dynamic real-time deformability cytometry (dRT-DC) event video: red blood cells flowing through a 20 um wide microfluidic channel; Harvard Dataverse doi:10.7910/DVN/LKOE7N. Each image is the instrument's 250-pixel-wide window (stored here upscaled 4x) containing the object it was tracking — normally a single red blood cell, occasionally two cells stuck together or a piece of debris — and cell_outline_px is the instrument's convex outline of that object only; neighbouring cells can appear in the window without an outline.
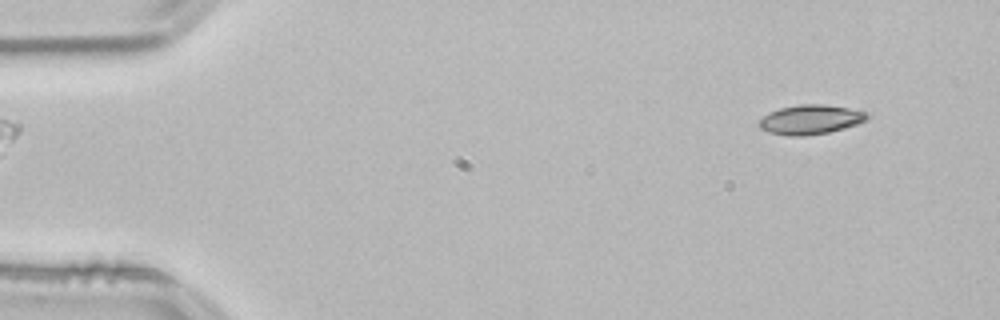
{"species": "common noctule bat (a hibernating species)", "species_latin": "Nyctalus noctula", "temperature_condition": "room temperature", "stored_images_in_passage": 52, "camera_frame_rate_fps": 3000, "um_per_image_px": 0.085, "animal": {"sex": "male", "body_mass_g": 21.5, "forearm_length_mm": 52.0}, "frame": {"image": 1, "passage_image": 4, "time_ms": 1.0, "image_size_px": [1000, 320], "cell_outline_px": [[868, 120], [844, 128], [828, 132], [804, 136], [788, 136], [768, 132], [760, 128], [756, 124], [764, 116], [780, 108], [800, 104], [824, 104], [848, 108], [868, 112]], "centroid_in_image_um": [68.89, 10.16], "position_along_channel_um": 16.1, "area_um2": 18.5}}
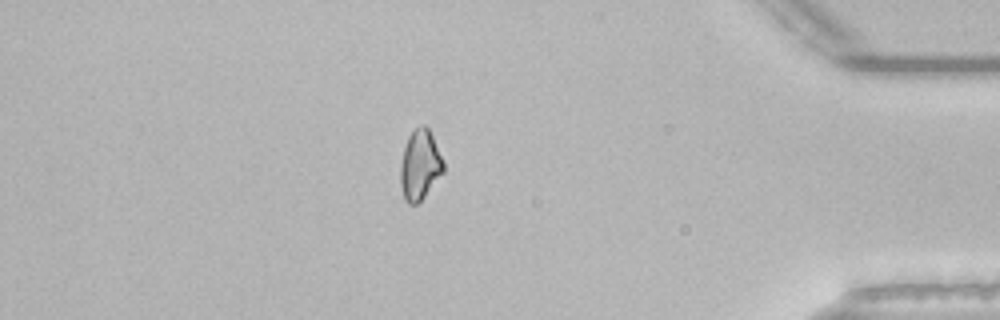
{"frame": {"image": 2, "passage_image": 45, "time_ms": 14.667, "image_size_px": [1000, 320], "cell_outline_px": [[444, 172], [424, 196], [416, 204], [408, 204], [404, 200], [400, 184], [400, 168], [404, 148], [408, 136], [420, 124], [424, 124], [428, 128], [432, 136], [444, 164]], "centroid_in_image_um": [35.68, 14.04], "position_along_channel_um": 399.5, "area_um2": 17.34}}
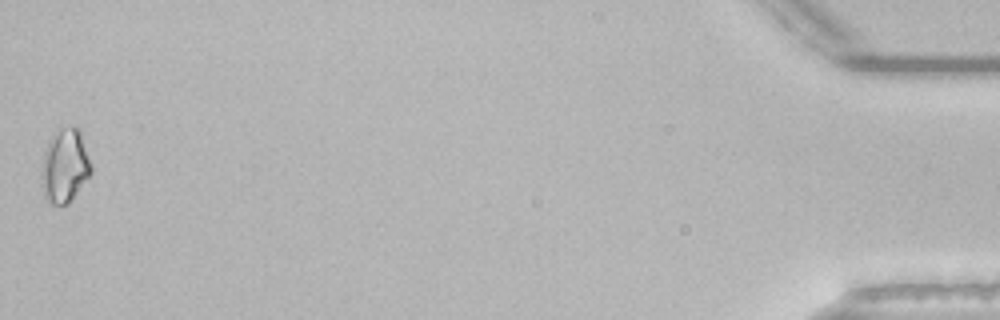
{"frame": {"image": 3, "passage_image": 52, "time_ms": 17.0, "image_size_px": [1000, 320], "cell_outline_px": [[92, 172], [72, 200], [68, 204], [52, 204], [44, 196], [40, 184], [40, 176], [44, 152], [52, 136], [64, 128], [72, 124], [80, 132], [92, 164]], "centroid_in_image_um": [5.51, 14.14], "position_along_channel_um": 429.7, "area_um2": 21.33}, "authors_computed_cell_mechanics": {"area_um2": 18.0914, "velocity_mm_per_s": 3.8424, "shape_relaxation_time_tau1_ms": null, "shape_relaxation_time_tau2_ms": 2.4791, "deformation_change_tau1": null, "deformation_change_tau2": 0.0883}}